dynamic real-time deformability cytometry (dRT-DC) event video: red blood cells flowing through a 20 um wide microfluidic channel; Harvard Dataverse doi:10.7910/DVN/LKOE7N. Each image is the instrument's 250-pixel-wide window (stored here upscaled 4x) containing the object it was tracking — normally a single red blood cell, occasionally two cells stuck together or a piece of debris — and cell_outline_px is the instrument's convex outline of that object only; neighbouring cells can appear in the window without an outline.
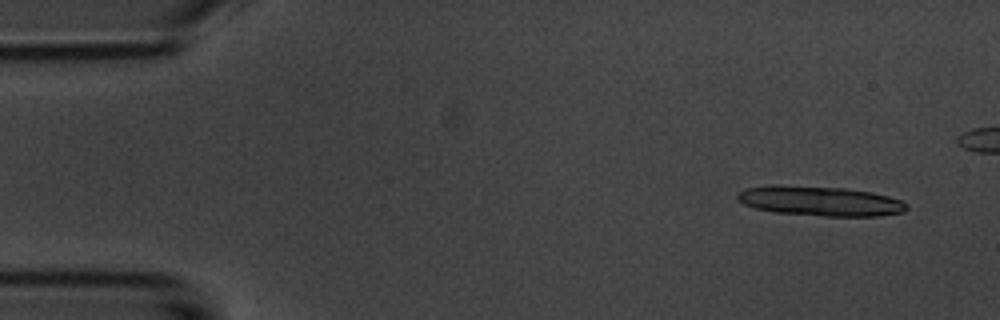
{"species": "common noctule bat (a hibernating species)", "species_latin": "Nyctalus noctula", "temperature_condition": "room temperature", "stored_images_in_passage": 15, "camera_frame_rate_fps": 3000, "um_per_image_px": 0.085, "animal": {"sex": "male", "body_mass_g": 20.1, "forearm_length_mm": 53.5}, "frame": {"image": 1, "passage_image": 1, "time_ms": 0.0, "image_size_px": [1000, 320], "cell_outline_px": [[908, 208], [904, 212], [880, 216], [824, 216], [776, 212], [756, 208], [744, 204], [736, 200], [736, 192], [748, 188], [772, 184], [844, 188], [872, 192], [888, 196], [900, 200], [908, 204]], "centroid_in_image_um": [69.7, 17.08], "position_along_channel_um": 15.3, "area_um2": 29.48}}
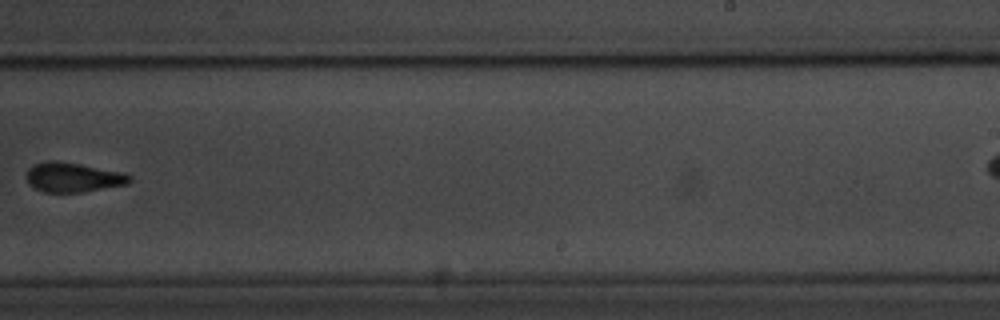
{"frame": {"image": 2, "passage_image": 9, "time_ms": 10.333, "image_size_px": [1000, 320], "cell_outline_px": [[132, 180], [128, 184], [80, 192], [44, 192], [28, 184], [28, 168], [32, 164], [48, 160], [56, 160], [80, 164], [124, 172], [132, 176]], "centroid_in_image_um": [6.23, 15.05], "position_along_channel_um": 282.8, "area_um2": 17.8}}
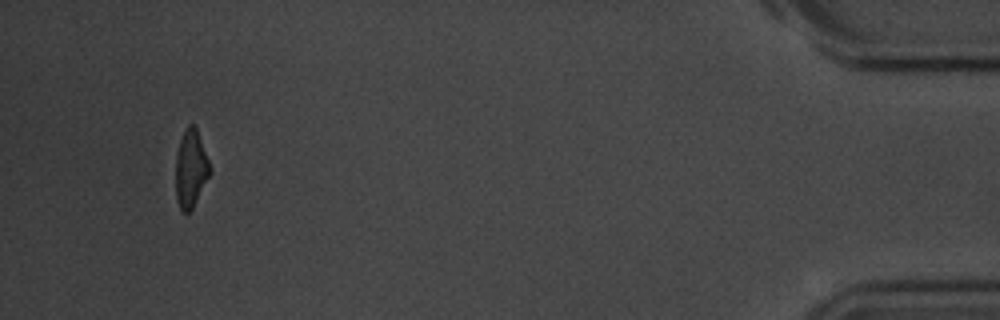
{"frame": {"image": 3, "passage_image": 15, "time_ms": 18.333, "image_size_px": [1000, 320], "cell_outline_px": [[212, 172], [192, 208], [188, 212], [184, 212], [180, 208], [176, 200], [176, 152], [180, 140], [188, 124], [192, 124], [196, 128], [208, 160]], "centroid_in_image_um": [16.21, 14.35], "position_along_channel_um": 419.0, "area_um2": 15.26}, "authors_computed_cell_mechanics": {"area_um2": 17.8602, "velocity_mm_per_s": 3.6718, "shape_relaxation_time_tau1_ms": 1.961, "shape_relaxation_time_tau2_ms": 4.4314, "deformation_change_tau1": 0.0935, "deformation_change_tau2": 0.0919}}